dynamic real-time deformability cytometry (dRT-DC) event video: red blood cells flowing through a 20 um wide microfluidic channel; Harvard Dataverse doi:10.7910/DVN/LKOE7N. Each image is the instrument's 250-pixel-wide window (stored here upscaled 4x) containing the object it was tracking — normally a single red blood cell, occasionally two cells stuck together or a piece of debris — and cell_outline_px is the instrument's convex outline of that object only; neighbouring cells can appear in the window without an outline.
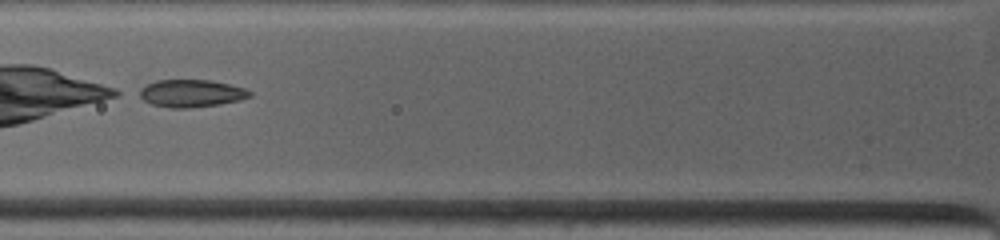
{"species": "common noctule bat (a hibernating species)", "species_latin": "Nyctalus noctula", "temperature_condition": "warm", "stored_images_in_passage": 20, "camera_frame_rate_fps": 4500, "um_per_image_px": 0.085, "animal": {"sex": "female", "body_mass_g": 19.0, "forearm_length_mm": 53.3}, "frame": {"image": 1, "passage_image": 6, "time_ms": 1.556, "image_size_px": [1000, 240], "cell_outline_px": [[252, 96], [240, 100], [220, 104], [188, 108], [172, 108], [152, 104], [136, 96], [132, 92], [156, 80], [212, 80], [244, 88], [252, 92]], "centroid_in_image_um": [16.19, 7.93], "position_along_channel_um": 109.6, "area_um2": 17.92}}
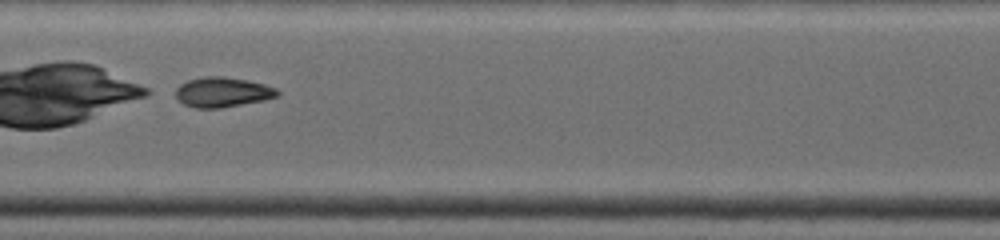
{"frame": {"image": 2, "passage_image": 12, "time_ms": 3.556, "image_size_px": [1000, 240], "cell_outline_px": [[280, 96], [264, 100], [220, 108], [196, 108], [184, 104], [176, 96], [176, 88], [180, 84], [188, 80], [204, 76], [220, 76], [248, 80], [264, 84], [276, 88], [280, 92]], "centroid_in_image_um": [18.94, 7.83], "position_along_channel_um": 188.5, "area_um2": 17.74}}
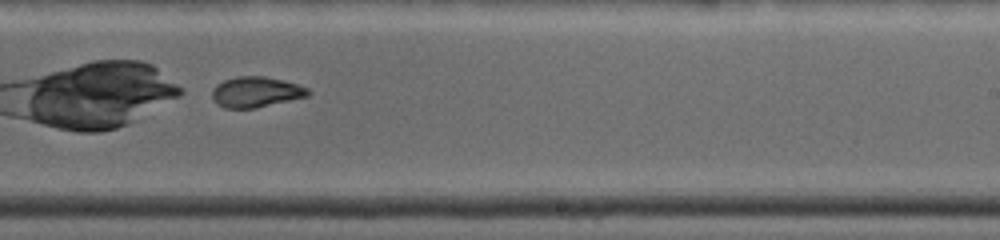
{"frame": {"image": 3, "passage_image": 17, "time_ms": 5.556, "image_size_px": [1000, 240], "cell_outline_px": [[312, 92], [308, 96], [256, 108], [224, 108], [216, 104], [212, 96], [212, 88], [216, 84], [224, 80], [236, 76], [264, 76], [284, 80], [308, 88]], "centroid_in_image_um": [21.74, 7.82], "position_along_channel_um": 267.3, "area_um2": 17.22}}